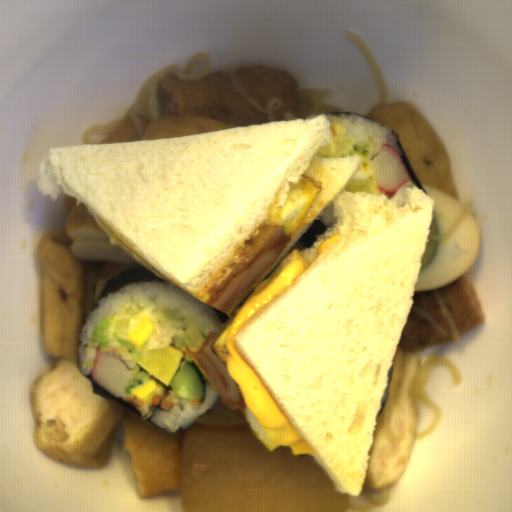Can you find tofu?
Returning a JSON list of instances; mask_svg holds the SVG:
<instances>
[{"label": "tofu", "mask_w": 512, "mask_h": 512, "mask_svg": "<svg viewBox=\"0 0 512 512\" xmlns=\"http://www.w3.org/2000/svg\"><path fill=\"white\" fill-rule=\"evenodd\" d=\"M37 254L43 354L78 357L85 322L124 262L88 261L73 254L65 224L42 235Z\"/></svg>", "instance_id": "obj_1"}]
</instances>
